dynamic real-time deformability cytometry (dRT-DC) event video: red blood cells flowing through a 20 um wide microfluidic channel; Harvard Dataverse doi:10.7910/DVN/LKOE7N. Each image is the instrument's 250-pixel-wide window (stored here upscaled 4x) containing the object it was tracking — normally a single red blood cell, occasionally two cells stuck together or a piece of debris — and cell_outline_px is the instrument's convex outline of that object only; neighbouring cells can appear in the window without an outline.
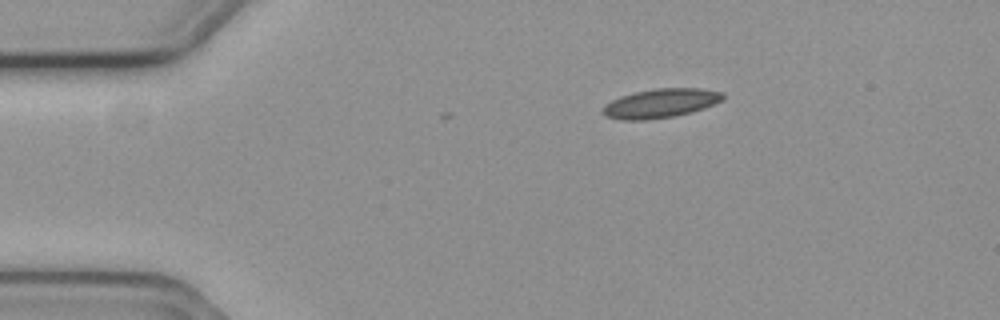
{"species": "common noctule bat (a hibernating species)", "species_latin": "Nyctalus noctula", "temperature_condition": "cold", "stored_images_in_passage": 4, "segment_of_instrument_passage": [1, 2], "camera_frame_rate_fps": 3000, "um_per_image_px": 0.085, "animal": {"sex": "female", "body_mass_g": 19.3, "forearm_length_mm": 54.1}, "frame": {"image": 1, "passage_image": 1, "time_ms": 0.0, "image_size_px": [1000, 320], "cell_outline_px": [[724, 100], [704, 108], [692, 112], [676, 116], [644, 120], [620, 120], [604, 116], [600, 112], [604, 104], [620, 96], [636, 92], [656, 88], [700, 88], [724, 92]], "centroid_in_image_um": [56.14, 8.78], "position_along_channel_um": 28.9, "area_um2": 20.63}}